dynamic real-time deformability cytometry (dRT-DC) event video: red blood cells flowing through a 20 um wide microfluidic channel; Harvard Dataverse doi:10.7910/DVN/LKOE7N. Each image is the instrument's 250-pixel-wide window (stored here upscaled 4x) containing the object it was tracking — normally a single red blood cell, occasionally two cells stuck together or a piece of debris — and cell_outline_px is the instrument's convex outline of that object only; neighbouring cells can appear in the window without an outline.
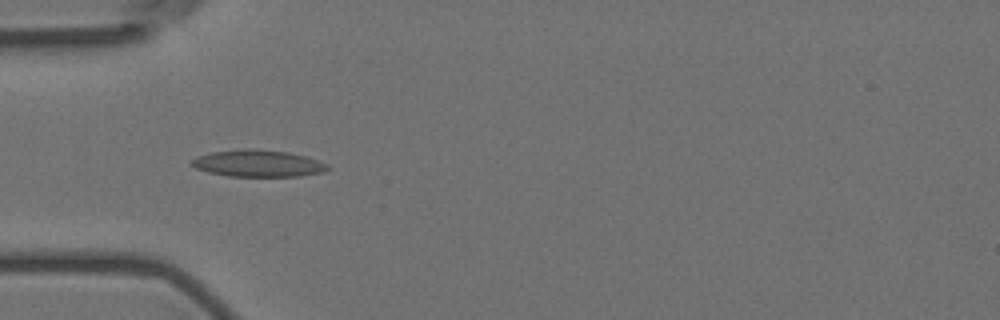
{"species": "Egyptian fruit bat (a non-hibernating species)", "species_latin": "Rousettus aegyptiacus", "temperature_condition": "room temperature", "stored_images_in_passage": 10, "camera_frame_rate_fps": 3000, "um_per_image_px": 0.085, "animal": {"sex": "female"}, "frame": {"image": 1, "passage_image": 6, "time_ms": 5.667, "image_size_px": [1000, 320], "cell_outline_px": [[332, 168], [324, 172], [300, 176], [228, 176], [208, 172], [196, 168], [188, 164], [196, 156], [212, 152], [244, 148], [256, 148], [288, 152], [304, 156], [328, 164]], "centroid_in_image_um": [21.92, 13.88], "position_along_channel_um": 63.1, "area_um2": 21.44}}
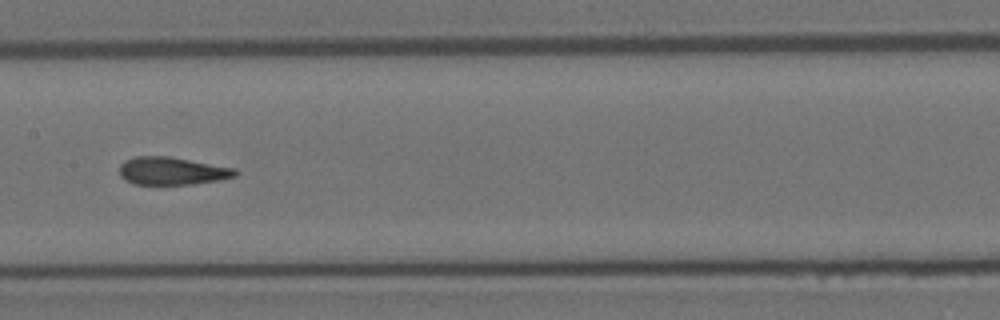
{"frame": {"image": 2, "passage_image": 9, "time_ms": 9.333, "image_size_px": [1000, 320], "cell_outline_px": [[240, 172], [236, 176], [220, 180], [192, 184], [136, 184], [120, 176], [120, 164], [124, 160], [136, 156], [168, 156], [236, 168]], "centroid_in_image_um": [14.66, 14.52], "position_along_channel_um": 192.7, "area_um2": 18.73}}
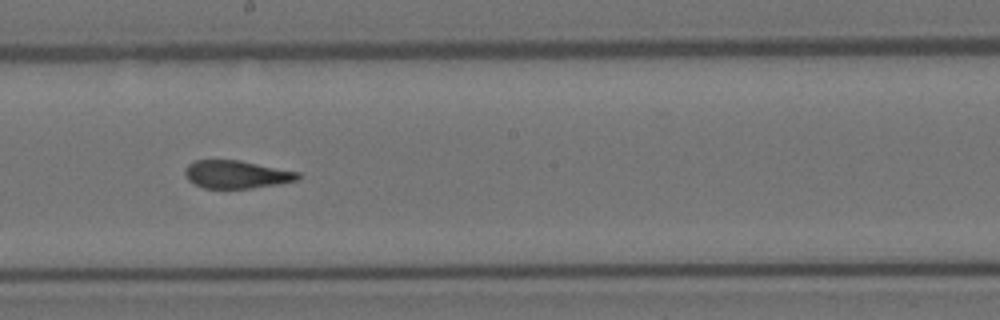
{"frame": {"image": 3, "passage_image": 10, "time_ms": 10.333, "image_size_px": [1000, 320], "cell_outline_px": [[300, 180], [252, 188], [204, 188], [188, 180], [184, 172], [184, 168], [188, 164], [196, 160], [240, 160], [300, 172]], "centroid_in_image_um": [20.11, 14.82], "position_along_channel_um": 228.1, "area_um2": 18.38}}